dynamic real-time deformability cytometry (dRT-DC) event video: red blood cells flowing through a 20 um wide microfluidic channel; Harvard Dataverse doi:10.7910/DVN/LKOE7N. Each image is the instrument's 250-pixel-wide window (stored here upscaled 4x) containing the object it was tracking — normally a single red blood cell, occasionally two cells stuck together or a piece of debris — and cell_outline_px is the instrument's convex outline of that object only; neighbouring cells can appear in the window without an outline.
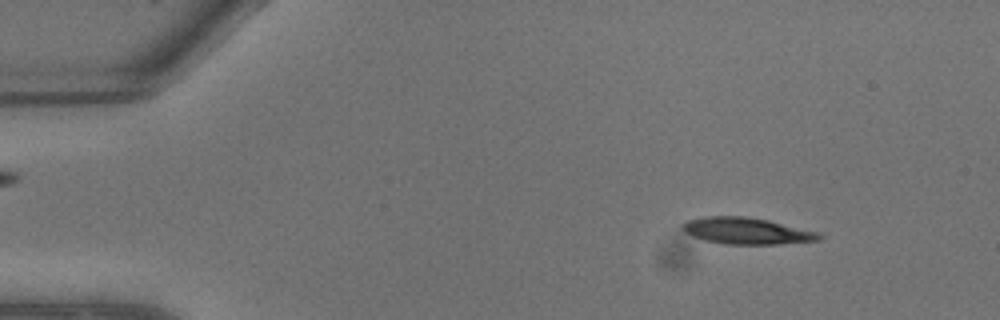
{"species": "common noctule bat (a hibernating species)", "species_latin": "Nyctalus noctula", "temperature_condition": "warm", "stored_images_in_passage": 7, "camera_frame_rate_fps": 3000, "um_per_image_px": 0.085, "animal": {"sex": "male", "body_mass_g": 13.3}, "frame": {"image": 1, "passage_image": 2, "time_ms": 0.333, "image_size_px": [1000, 320], "cell_outline_px": [[824, 236], [820, 240], [780, 244], [724, 244], [704, 240], [692, 236], [680, 228], [680, 224], [688, 220], [704, 216], [748, 216], [768, 220], [820, 232]], "centroid_in_image_um": [63.47, 19.62], "position_along_channel_um": 21.5, "area_um2": 21.39}}
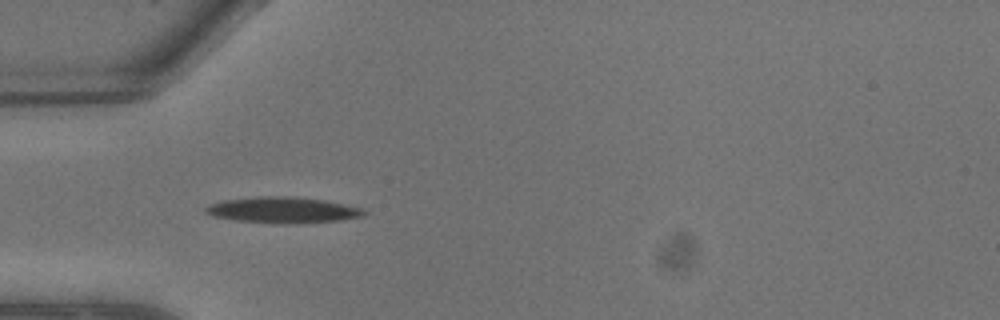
{"frame": {"image": 2, "passage_image": 6, "time_ms": 1.667, "image_size_px": [1000, 320], "cell_outline_px": [[368, 212], [364, 216], [340, 220], [236, 220], [212, 216], [204, 212], [204, 208], [208, 204], [220, 200], [256, 196], [288, 196], [324, 200], [364, 208]], "centroid_in_image_um": [23.98, 17.78], "position_along_channel_um": 61.0, "area_um2": 22.66}}